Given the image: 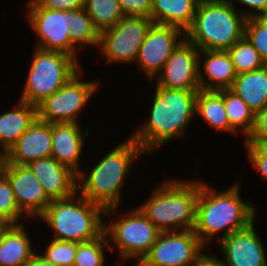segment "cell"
<instances>
[{"label":"cell","mask_w":267,"mask_h":266,"mask_svg":"<svg viewBox=\"0 0 267 266\" xmlns=\"http://www.w3.org/2000/svg\"><path fill=\"white\" fill-rule=\"evenodd\" d=\"M37 118V106L18 101L15 110L0 114V157L4 156L17 139Z\"/></svg>","instance_id":"cell-21"},{"label":"cell","mask_w":267,"mask_h":266,"mask_svg":"<svg viewBox=\"0 0 267 266\" xmlns=\"http://www.w3.org/2000/svg\"><path fill=\"white\" fill-rule=\"evenodd\" d=\"M141 146L133 139L110 151L91 169L88 176L81 171L77 181L83 182L80 191L82 197L105 209L106 217L119 207L120 190L123 187L125 176L131 168V163L143 154Z\"/></svg>","instance_id":"cell-3"},{"label":"cell","mask_w":267,"mask_h":266,"mask_svg":"<svg viewBox=\"0 0 267 266\" xmlns=\"http://www.w3.org/2000/svg\"><path fill=\"white\" fill-rule=\"evenodd\" d=\"M253 223L219 240L224 266H267L266 251Z\"/></svg>","instance_id":"cell-16"},{"label":"cell","mask_w":267,"mask_h":266,"mask_svg":"<svg viewBox=\"0 0 267 266\" xmlns=\"http://www.w3.org/2000/svg\"><path fill=\"white\" fill-rule=\"evenodd\" d=\"M184 39L185 32L180 28L153 23L135 62L152 81L162 72L171 53Z\"/></svg>","instance_id":"cell-13"},{"label":"cell","mask_w":267,"mask_h":266,"mask_svg":"<svg viewBox=\"0 0 267 266\" xmlns=\"http://www.w3.org/2000/svg\"><path fill=\"white\" fill-rule=\"evenodd\" d=\"M107 235L104 232L100 237L77 243L74 266H104L105 257L103 249L109 248L110 240H107ZM124 266V265H116Z\"/></svg>","instance_id":"cell-30"},{"label":"cell","mask_w":267,"mask_h":266,"mask_svg":"<svg viewBox=\"0 0 267 266\" xmlns=\"http://www.w3.org/2000/svg\"><path fill=\"white\" fill-rule=\"evenodd\" d=\"M27 166L51 200L71 197L79 190L77 175L52 156L31 161Z\"/></svg>","instance_id":"cell-18"},{"label":"cell","mask_w":267,"mask_h":266,"mask_svg":"<svg viewBox=\"0 0 267 266\" xmlns=\"http://www.w3.org/2000/svg\"><path fill=\"white\" fill-rule=\"evenodd\" d=\"M125 215L121 214L122 217L113 223L106 222L104 232L117 245L122 259L133 257L138 259L139 264L149 253L160 231L139 208Z\"/></svg>","instance_id":"cell-8"},{"label":"cell","mask_w":267,"mask_h":266,"mask_svg":"<svg viewBox=\"0 0 267 266\" xmlns=\"http://www.w3.org/2000/svg\"><path fill=\"white\" fill-rule=\"evenodd\" d=\"M150 196L138 208L160 232L194 229L199 181L171 179Z\"/></svg>","instance_id":"cell-4"},{"label":"cell","mask_w":267,"mask_h":266,"mask_svg":"<svg viewBox=\"0 0 267 266\" xmlns=\"http://www.w3.org/2000/svg\"><path fill=\"white\" fill-rule=\"evenodd\" d=\"M245 144H267V107L255 113L254 126Z\"/></svg>","instance_id":"cell-34"},{"label":"cell","mask_w":267,"mask_h":266,"mask_svg":"<svg viewBox=\"0 0 267 266\" xmlns=\"http://www.w3.org/2000/svg\"><path fill=\"white\" fill-rule=\"evenodd\" d=\"M205 245L193 230L160 232L149 253L136 266H188Z\"/></svg>","instance_id":"cell-12"},{"label":"cell","mask_w":267,"mask_h":266,"mask_svg":"<svg viewBox=\"0 0 267 266\" xmlns=\"http://www.w3.org/2000/svg\"><path fill=\"white\" fill-rule=\"evenodd\" d=\"M188 266H224V263L215 256L201 252Z\"/></svg>","instance_id":"cell-39"},{"label":"cell","mask_w":267,"mask_h":266,"mask_svg":"<svg viewBox=\"0 0 267 266\" xmlns=\"http://www.w3.org/2000/svg\"><path fill=\"white\" fill-rule=\"evenodd\" d=\"M153 20L149 17L124 15L111 28L100 32L99 49L107 62H134Z\"/></svg>","instance_id":"cell-9"},{"label":"cell","mask_w":267,"mask_h":266,"mask_svg":"<svg viewBox=\"0 0 267 266\" xmlns=\"http://www.w3.org/2000/svg\"><path fill=\"white\" fill-rule=\"evenodd\" d=\"M251 201L240 198L238 183L226 191L217 193L199 181V198L196 207L194 233L206 245L217 233L220 239L247 228L255 220V208ZM225 231V232H224Z\"/></svg>","instance_id":"cell-2"},{"label":"cell","mask_w":267,"mask_h":266,"mask_svg":"<svg viewBox=\"0 0 267 266\" xmlns=\"http://www.w3.org/2000/svg\"><path fill=\"white\" fill-rule=\"evenodd\" d=\"M259 18L267 24V11H265Z\"/></svg>","instance_id":"cell-42"},{"label":"cell","mask_w":267,"mask_h":266,"mask_svg":"<svg viewBox=\"0 0 267 266\" xmlns=\"http://www.w3.org/2000/svg\"><path fill=\"white\" fill-rule=\"evenodd\" d=\"M12 223L6 218L0 216V239L4 236L5 232L11 227Z\"/></svg>","instance_id":"cell-41"},{"label":"cell","mask_w":267,"mask_h":266,"mask_svg":"<svg viewBox=\"0 0 267 266\" xmlns=\"http://www.w3.org/2000/svg\"><path fill=\"white\" fill-rule=\"evenodd\" d=\"M0 172L9 180L19 210L25 216L40 217L51 199L27 165L0 163Z\"/></svg>","instance_id":"cell-14"},{"label":"cell","mask_w":267,"mask_h":266,"mask_svg":"<svg viewBox=\"0 0 267 266\" xmlns=\"http://www.w3.org/2000/svg\"><path fill=\"white\" fill-rule=\"evenodd\" d=\"M227 0H200L185 38L199 50H228L243 35L246 18Z\"/></svg>","instance_id":"cell-5"},{"label":"cell","mask_w":267,"mask_h":266,"mask_svg":"<svg viewBox=\"0 0 267 266\" xmlns=\"http://www.w3.org/2000/svg\"><path fill=\"white\" fill-rule=\"evenodd\" d=\"M230 4L234 5L233 0H227ZM240 3L250 7L251 9H255V12H242L246 19L253 17H260L265 11H267V0H237Z\"/></svg>","instance_id":"cell-38"},{"label":"cell","mask_w":267,"mask_h":266,"mask_svg":"<svg viewBox=\"0 0 267 266\" xmlns=\"http://www.w3.org/2000/svg\"><path fill=\"white\" fill-rule=\"evenodd\" d=\"M42 7L51 10H78L84 8V0H36Z\"/></svg>","instance_id":"cell-37"},{"label":"cell","mask_w":267,"mask_h":266,"mask_svg":"<svg viewBox=\"0 0 267 266\" xmlns=\"http://www.w3.org/2000/svg\"><path fill=\"white\" fill-rule=\"evenodd\" d=\"M254 112L267 107V65L237 75L230 88Z\"/></svg>","instance_id":"cell-23"},{"label":"cell","mask_w":267,"mask_h":266,"mask_svg":"<svg viewBox=\"0 0 267 266\" xmlns=\"http://www.w3.org/2000/svg\"><path fill=\"white\" fill-rule=\"evenodd\" d=\"M203 54V55H202ZM201 55L206 59L201 62ZM202 63L205 75L201 73ZM237 73L227 50H199V84L201 90L230 89Z\"/></svg>","instance_id":"cell-20"},{"label":"cell","mask_w":267,"mask_h":266,"mask_svg":"<svg viewBox=\"0 0 267 266\" xmlns=\"http://www.w3.org/2000/svg\"><path fill=\"white\" fill-rule=\"evenodd\" d=\"M28 19L39 38L36 47L43 50L59 51L74 57L76 47L70 39V10H51L42 7L36 0H29Z\"/></svg>","instance_id":"cell-11"},{"label":"cell","mask_w":267,"mask_h":266,"mask_svg":"<svg viewBox=\"0 0 267 266\" xmlns=\"http://www.w3.org/2000/svg\"><path fill=\"white\" fill-rule=\"evenodd\" d=\"M251 163L260 172L263 180H267V144H244Z\"/></svg>","instance_id":"cell-35"},{"label":"cell","mask_w":267,"mask_h":266,"mask_svg":"<svg viewBox=\"0 0 267 266\" xmlns=\"http://www.w3.org/2000/svg\"><path fill=\"white\" fill-rule=\"evenodd\" d=\"M70 39L76 47L78 44L99 46L100 32L84 8L70 10Z\"/></svg>","instance_id":"cell-28"},{"label":"cell","mask_w":267,"mask_h":266,"mask_svg":"<svg viewBox=\"0 0 267 266\" xmlns=\"http://www.w3.org/2000/svg\"><path fill=\"white\" fill-rule=\"evenodd\" d=\"M22 224H12L0 239V266H26L36 253Z\"/></svg>","instance_id":"cell-24"},{"label":"cell","mask_w":267,"mask_h":266,"mask_svg":"<svg viewBox=\"0 0 267 266\" xmlns=\"http://www.w3.org/2000/svg\"><path fill=\"white\" fill-rule=\"evenodd\" d=\"M150 119L130 137L144 153L153 152L163 143L184 135L195 114V100L199 90L167 89L155 86Z\"/></svg>","instance_id":"cell-1"},{"label":"cell","mask_w":267,"mask_h":266,"mask_svg":"<svg viewBox=\"0 0 267 266\" xmlns=\"http://www.w3.org/2000/svg\"><path fill=\"white\" fill-rule=\"evenodd\" d=\"M244 35L259 52L267 65V24L259 17L248 18L245 21Z\"/></svg>","instance_id":"cell-33"},{"label":"cell","mask_w":267,"mask_h":266,"mask_svg":"<svg viewBox=\"0 0 267 266\" xmlns=\"http://www.w3.org/2000/svg\"><path fill=\"white\" fill-rule=\"evenodd\" d=\"M34 53L19 100L37 106L58 91L81 69L79 62L68 54L38 47Z\"/></svg>","instance_id":"cell-7"},{"label":"cell","mask_w":267,"mask_h":266,"mask_svg":"<svg viewBox=\"0 0 267 266\" xmlns=\"http://www.w3.org/2000/svg\"><path fill=\"white\" fill-rule=\"evenodd\" d=\"M77 243L52 239L43 256L57 266H74Z\"/></svg>","instance_id":"cell-31"},{"label":"cell","mask_w":267,"mask_h":266,"mask_svg":"<svg viewBox=\"0 0 267 266\" xmlns=\"http://www.w3.org/2000/svg\"><path fill=\"white\" fill-rule=\"evenodd\" d=\"M77 193L52 200L40 216L55 231V240L80 243L94 240L104 233L105 222L101 216L105 215V209Z\"/></svg>","instance_id":"cell-6"},{"label":"cell","mask_w":267,"mask_h":266,"mask_svg":"<svg viewBox=\"0 0 267 266\" xmlns=\"http://www.w3.org/2000/svg\"><path fill=\"white\" fill-rule=\"evenodd\" d=\"M200 0H152L153 23L174 26L186 32L194 21Z\"/></svg>","instance_id":"cell-22"},{"label":"cell","mask_w":267,"mask_h":266,"mask_svg":"<svg viewBox=\"0 0 267 266\" xmlns=\"http://www.w3.org/2000/svg\"><path fill=\"white\" fill-rule=\"evenodd\" d=\"M23 215L19 210L9 180L0 172V216L12 224H19L18 221Z\"/></svg>","instance_id":"cell-32"},{"label":"cell","mask_w":267,"mask_h":266,"mask_svg":"<svg viewBox=\"0 0 267 266\" xmlns=\"http://www.w3.org/2000/svg\"><path fill=\"white\" fill-rule=\"evenodd\" d=\"M26 266H57V265L47 261L43 256L35 253Z\"/></svg>","instance_id":"cell-40"},{"label":"cell","mask_w":267,"mask_h":266,"mask_svg":"<svg viewBox=\"0 0 267 266\" xmlns=\"http://www.w3.org/2000/svg\"><path fill=\"white\" fill-rule=\"evenodd\" d=\"M223 98L229 119L230 133L237 134V129H239L246 139L253 129L255 113L230 89H223Z\"/></svg>","instance_id":"cell-26"},{"label":"cell","mask_w":267,"mask_h":266,"mask_svg":"<svg viewBox=\"0 0 267 266\" xmlns=\"http://www.w3.org/2000/svg\"><path fill=\"white\" fill-rule=\"evenodd\" d=\"M80 71L37 105V118L53 123H77L78 112L97 90L96 82L81 81Z\"/></svg>","instance_id":"cell-10"},{"label":"cell","mask_w":267,"mask_h":266,"mask_svg":"<svg viewBox=\"0 0 267 266\" xmlns=\"http://www.w3.org/2000/svg\"><path fill=\"white\" fill-rule=\"evenodd\" d=\"M124 15L151 18L152 0H118Z\"/></svg>","instance_id":"cell-36"},{"label":"cell","mask_w":267,"mask_h":266,"mask_svg":"<svg viewBox=\"0 0 267 266\" xmlns=\"http://www.w3.org/2000/svg\"><path fill=\"white\" fill-rule=\"evenodd\" d=\"M195 114L215 128L230 132V124L224 106L223 89L199 90L195 100Z\"/></svg>","instance_id":"cell-25"},{"label":"cell","mask_w":267,"mask_h":266,"mask_svg":"<svg viewBox=\"0 0 267 266\" xmlns=\"http://www.w3.org/2000/svg\"><path fill=\"white\" fill-rule=\"evenodd\" d=\"M227 52L231 56L237 75L260 69L266 65L259 52L245 35L229 48Z\"/></svg>","instance_id":"cell-29"},{"label":"cell","mask_w":267,"mask_h":266,"mask_svg":"<svg viewBox=\"0 0 267 266\" xmlns=\"http://www.w3.org/2000/svg\"><path fill=\"white\" fill-rule=\"evenodd\" d=\"M51 153V123L36 118L9 151L0 158V163L27 165L31 161L50 157Z\"/></svg>","instance_id":"cell-17"},{"label":"cell","mask_w":267,"mask_h":266,"mask_svg":"<svg viewBox=\"0 0 267 266\" xmlns=\"http://www.w3.org/2000/svg\"><path fill=\"white\" fill-rule=\"evenodd\" d=\"M88 135L87 130L81 132L78 122L51 124V156L78 175L82 171L79 160L83 152L84 137Z\"/></svg>","instance_id":"cell-19"},{"label":"cell","mask_w":267,"mask_h":266,"mask_svg":"<svg viewBox=\"0 0 267 266\" xmlns=\"http://www.w3.org/2000/svg\"><path fill=\"white\" fill-rule=\"evenodd\" d=\"M156 78L159 87L200 90L199 49L185 38L171 53L162 72Z\"/></svg>","instance_id":"cell-15"},{"label":"cell","mask_w":267,"mask_h":266,"mask_svg":"<svg viewBox=\"0 0 267 266\" xmlns=\"http://www.w3.org/2000/svg\"><path fill=\"white\" fill-rule=\"evenodd\" d=\"M84 9L99 32L113 27L124 16L118 0H84Z\"/></svg>","instance_id":"cell-27"}]
</instances>
